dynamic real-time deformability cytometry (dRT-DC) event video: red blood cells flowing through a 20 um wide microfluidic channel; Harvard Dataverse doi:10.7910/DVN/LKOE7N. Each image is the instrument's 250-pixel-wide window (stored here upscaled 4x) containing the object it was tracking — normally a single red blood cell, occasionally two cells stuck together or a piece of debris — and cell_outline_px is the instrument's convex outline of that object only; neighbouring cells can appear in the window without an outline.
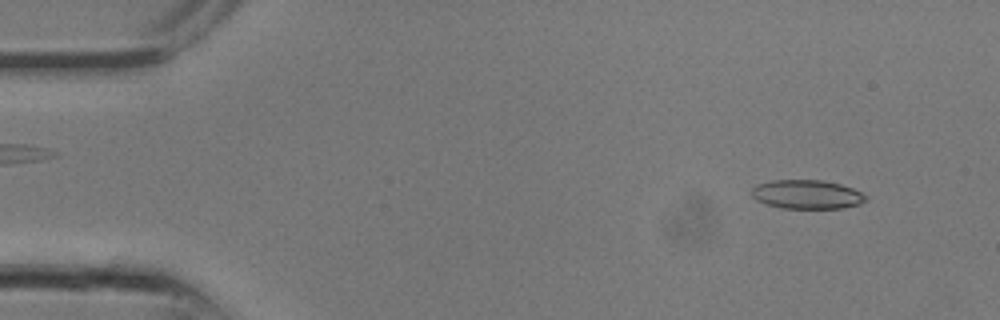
{"species": "common noctule bat (a hibernating species)", "species_latin": "Nyctalus noctula", "temperature_condition": "room temperature", "stored_images_in_passage": 8, "camera_frame_rate_fps": 3000, "um_per_image_px": 0.085, "animal": {"sex": "male", "body_mass_g": 13.3}, "frame": {"image": 1, "passage_image": 1, "time_ms": 0.0, "image_size_px": [1000, 320], "cell_outline_px": [[868, 200], [860, 204], [840, 208], [780, 208], [756, 200], [752, 196], [752, 188], [756, 184], [772, 180], [820, 180], [840, 184], [852, 188], [868, 196]], "centroid_in_image_um": [68.59, 16.52], "position_along_channel_um": 16.4, "area_um2": 19.25}}
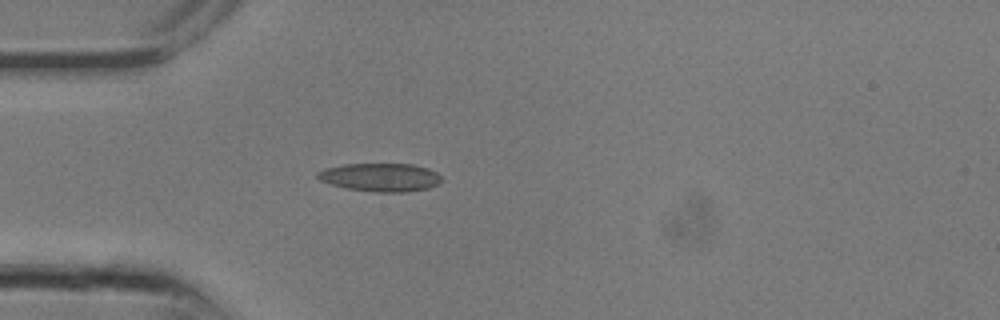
{"frame": {"image": 2, "passage_image": 6, "time_ms": 1.667, "image_size_px": [1000, 320], "cell_outline_px": [[444, 180], [440, 184], [428, 188], [408, 192], [376, 192], [348, 188], [332, 184], [320, 180], [316, 176], [316, 172], [324, 168], [344, 164], [412, 164], [428, 168], [436, 172]], "centroid_in_image_um": [32.37, 15.07], "position_along_channel_um": 52.6, "area_um2": 20.52}}
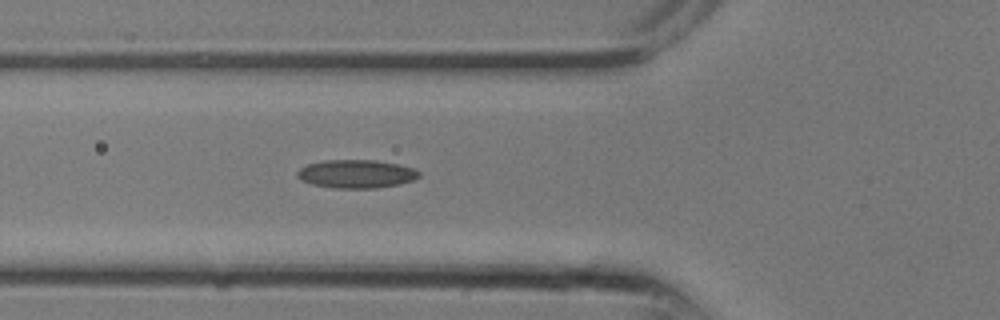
{"frame": {"image": 3, "passage_image": 8, "time_ms": 2.333, "image_size_px": [1000, 320], "cell_outline_px": [[420, 176], [412, 180], [400, 184], [376, 188], [332, 188], [312, 184], [300, 180], [296, 176], [296, 172], [300, 168], [308, 164], [324, 160], [376, 160], [396, 164], [412, 168], [420, 172]], "centroid_in_image_um": [30.25, 14.78], "position_along_channel_um": 95.6, "area_um2": 20.11}}